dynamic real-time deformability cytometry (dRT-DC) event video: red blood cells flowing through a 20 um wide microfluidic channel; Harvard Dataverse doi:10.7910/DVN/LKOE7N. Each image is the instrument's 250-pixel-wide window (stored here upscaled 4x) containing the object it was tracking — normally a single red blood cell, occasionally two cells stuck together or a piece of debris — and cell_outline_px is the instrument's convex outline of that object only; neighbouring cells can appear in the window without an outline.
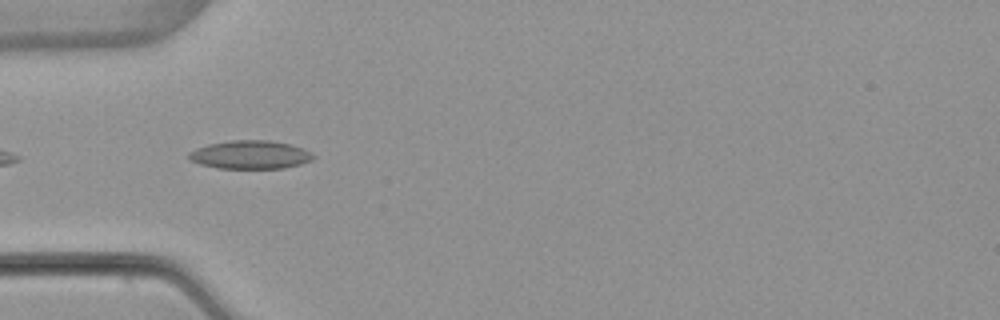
{"species": "common noctule bat (a hibernating species)", "species_latin": "Nyctalus noctula", "temperature_condition": "warm", "stored_images_in_passage": 2, "camera_frame_rate_fps": 3000, "um_per_image_px": 0.085, "animal": {"sex": "female", "body_mass_g": 22.7, "forearm_length_mm": 54.2}, "frame": {"image": 1, "passage_image": 1, "time_ms": 0.0, "image_size_px": [1000, 320], "cell_outline_px": [[316, 156], [312, 160], [300, 164], [284, 168], [216, 168], [200, 164], [188, 160], [188, 152], [196, 148], [208, 144], [232, 140], [268, 140], [292, 144], [304, 148], [312, 152]], "centroid_in_image_um": [21.28, 13.15], "position_along_channel_um": 63.7, "area_um2": 20.81}}
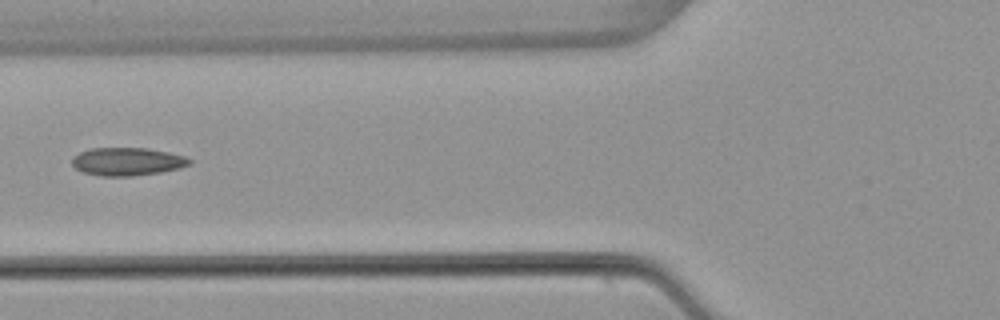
{"frame": {"image": 2, "passage_image": 2, "time_ms": 1.333, "image_size_px": [1000, 320], "cell_outline_px": [[192, 164], [180, 168], [160, 172], [132, 176], [100, 176], [84, 172], [76, 168], [72, 164], [72, 156], [88, 148], [148, 148], [168, 152], [184, 156], [192, 160]], "centroid_in_image_um": [10.82, 13.73], "position_along_channel_um": 115.0, "area_um2": 19.25}}